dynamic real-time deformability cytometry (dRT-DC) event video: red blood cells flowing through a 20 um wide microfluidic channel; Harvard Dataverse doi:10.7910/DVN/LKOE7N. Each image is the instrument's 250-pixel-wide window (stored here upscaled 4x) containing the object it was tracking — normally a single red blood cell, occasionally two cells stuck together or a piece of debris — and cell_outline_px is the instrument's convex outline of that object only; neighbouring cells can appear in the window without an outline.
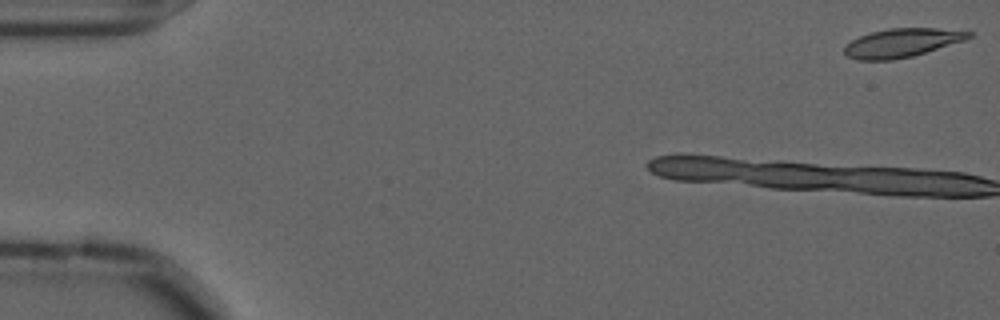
{"species": "common noctule bat (a hibernating species)", "species_latin": "Nyctalus noctula", "temperature_condition": "cold", "stored_images_in_passage": 7, "camera_frame_rate_fps": 3000, "um_per_image_px": 0.085, "animal": {"sex": "male", "forearm_length_mm": 52.5}, "frame": {"image": 1, "passage_image": 1, "time_ms": 0.0, "image_size_px": [1000, 320], "cell_outline_px": [[972, 36], [964, 40], [912, 56], [892, 60], [856, 60], [848, 56], [844, 52], [844, 48], [852, 40], [860, 36], [872, 32], [888, 28], [936, 28], [972, 32]], "centroid_in_image_um": [76.63, 3.64], "position_along_channel_um": 8.4, "area_um2": 20.46}}